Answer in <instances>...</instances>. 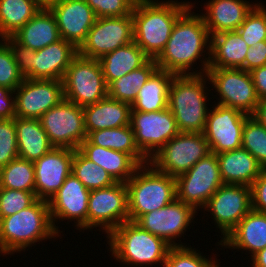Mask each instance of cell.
Wrapping results in <instances>:
<instances>
[{
  "mask_svg": "<svg viewBox=\"0 0 266 267\" xmlns=\"http://www.w3.org/2000/svg\"><path fill=\"white\" fill-rule=\"evenodd\" d=\"M266 65V40L257 42L248 48L244 61V70L250 72L252 69Z\"/></svg>",
  "mask_w": 266,
  "mask_h": 267,
  "instance_id": "cell-47",
  "label": "cell"
},
{
  "mask_svg": "<svg viewBox=\"0 0 266 267\" xmlns=\"http://www.w3.org/2000/svg\"><path fill=\"white\" fill-rule=\"evenodd\" d=\"M89 195L90 190L72 173L66 178L60 189L48 201L51 220L58 234L60 230L55 225L58 219L62 221L73 219L75 227L87 230Z\"/></svg>",
  "mask_w": 266,
  "mask_h": 267,
  "instance_id": "cell-19",
  "label": "cell"
},
{
  "mask_svg": "<svg viewBox=\"0 0 266 267\" xmlns=\"http://www.w3.org/2000/svg\"><path fill=\"white\" fill-rule=\"evenodd\" d=\"M39 120L54 147L76 150L87 138L83 107L66 99L49 109Z\"/></svg>",
  "mask_w": 266,
  "mask_h": 267,
  "instance_id": "cell-10",
  "label": "cell"
},
{
  "mask_svg": "<svg viewBox=\"0 0 266 267\" xmlns=\"http://www.w3.org/2000/svg\"><path fill=\"white\" fill-rule=\"evenodd\" d=\"M74 149L54 147L34 161L35 195L49 201L72 173Z\"/></svg>",
  "mask_w": 266,
  "mask_h": 267,
  "instance_id": "cell-20",
  "label": "cell"
},
{
  "mask_svg": "<svg viewBox=\"0 0 266 267\" xmlns=\"http://www.w3.org/2000/svg\"><path fill=\"white\" fill-rule=\"evenodd\" d=\"M158 69L155 59H149L140 68L111 81L108 84V96L122 102L132 103L136 100L137 91Z\"/></svg>",
  "mask_w": 266,
  "mask_h": 267,
  "instance_id": "cell-35",
  "label": "cell"
},
{
  "mask_svg": "<svg viewBox=\"0 0 266 267\" xmlns=\"http://www.w3.org/2000/svg\"><path fill=\"white\" fill-rule=\"evenodd\" d=\"M236 31L249 47L266 40L265 6L262 3L256 4Z\"/></svg>",
  "mask_w": 266,
  "mask_h": 267,
  "instance_id": "cell-39",
  "label": "cell"
},
{
  "mask_svg": "<svg viewBox=\"0 0 266 267\" xmlns=\"http://www.w3.org/2000/svg\"><path fill=\"white\" fill-rule=\"evenodd\" d=\"M195 213L197 211L192 206L176 198L165 207L138 217L134 223L163 239L171 247H182L184 245L176 243L175 240L186 232L189 224L195 219Z\"/></svg>",
  "mask_w": 266,
  "mask_h": 267,
  "instance_id": "cell-15",
  "label": "cell"
},
{
  "mask_svg": "<svg viewBox=\"0 0 266 267\" xmlns=\"http://www.w3.org/2000/svg\"><path fill=\"white\" fill-rule=\"evenodd\" d=\"M25 77L21 74L9 46L0 41V86L15 90Z\"/></svg>",
  "mask_w": 266,
  "mask_h": 267,
  "instance_id": "cell-42",
  "label": "cell"
},
{
  "mask_svg": "<svg viewBox=\"0 0 266 267\" xmlns=\"http://www.w3.org/2000/svg\"><path fill=\"white\" fill-rule=\"evenodd\" d=\"M77 54L78 49L62 38L42 49L34 50L32 73L26 79L62 81L67 67Z\"/></svg>",
  "mask_w": 266,
  "mask_h": 267,
  "instance_id": "cell-22",
  "label": "cell"
},
{
  "mask_svg": "<svg viewBox=\"0 0 266 267\" xmlns=\"http://www.w3.org/2000/svg\"><path fill=\"white\" fill-rule=\"evenodd\" d=\"M207 75H175L169 87L168 108L179 132L203 133L208 107L205 90Z\"/></svg>",
  "mask_w": 266,
  "mask_h": 267,
  "instance_id": "cell-4",
  "label": "cell"
},
{
  "mask_svg": "<svg viewBox=\"0 0 266 267\" xmlns=\"http://www.w3.org/2000/svg\"><path fill=\"white\" fill-rule=\"evenodd\" d=\"M192 7L193 4L177 19L164 50L155 59L158 69L175 75L206 74L210 63L211 36L202 15L191 12ZM205 48L207 58L203 55ZM201 56L205 57L200 60L203 70L189 72Z\"/></svg>",
  "mask_w": 266,
  "mask_h": 267,
  "instance_id": "cell-1",
  "label": "cell"
},
{
  "mask_svg": "<svg viewBox=\"0 0 266 267\" xmlns=\"http://www.w3.org/2000/svg\"><path fill=\"white\" fill-rule=\"evenodd\" d=\"M137 0L133 10V41L150 58L164 50L177 19L192 5L190 2Z\"/></svg>",
  "mask_w": 266,
  "mask_h": 267,
  "instance_id": "cell-2",
  "label": "cell"
},
{
  "mask_svg": "<svg viewBox=\"0 0 266 267\" xmlns=\"http://www.w3.org/2000/svg\"><path fill=\"white\" fill-rule=\"evenodd\" d=\"M194 249L191 245L171 247L163 267H219L217 260H209Z\"/></svg>",
  "mask_w": 266,
  "mask_h": 267,
  "instance_id": "cell-40",
  "label": "cell"
},
{
  "mask_svg": "<svg viewBox=\"0 0 266 267\" xmlns=\"http://www.w3.org/2000/svg\"><path fill=\"white\" fill-rule=\"evenodd\" d=\"M97 18L132 15L137 0H84Z\"/></svg>",
  "mask_w": 266,
  "mask_h": 267,
  "instance_id": "cell-44",
  "label": "cell"
},
{
  "mask_svg": "<svg viewBox=\"0 0 266 267\" xmlns=\"http://www.w3.org/2000/svg\"><path fill=\"white\" fill-rule=\"evenodd\" d=\"M2 40L9 46L21 74L27 78L32 73V56L34 50L21 45L13 37H6Z\"/></svg>",
  "mask_w": 266,
  "mask_h": 267,
  "instance_id": "cell-45",
  "label": "cell"
},
{
  "mask_svg": "<svg viewBox=\"0 0 266 267\" xmlns=\"http://www.w3.org/2000/svg\"><path fill=\"white\" fill-rule=\"evenodd\" d=\"M253 267H266V247L251 257Z\"/></svg>",
  "mask_w": 266,
  "mask_h": 267,
  "instance_id": "cell-51",
  "label": "cell"
},
{
  "mask_svg": "<svg viewBox=\"0 0 266 267\" xmlns=\"http://www.w3.org/2000/svg\"><path fill=\"white\" fill-rule=\"evenodd\" d=\"M13 94L14 90L0 86V119L15 118V95Z\"/></svg>",
  "mask_w": 266,
  "mask_h": 267,
  "instance_id": "cell-48",
  "label": "cell"
},
{
  "mask_svg": "<svg viewBox=\"0 0 266 267\" xmlns=\"http://www.w3.org/2000/svg\"><path fill=\"white\" fill-rule=\"evenodd\" d=\"M250 75L255 86L256 94L259 100L266 99V65L254 68Z\"/></svg>",
  "mask_w": 266,
  "mask_h": 267,
  "instance_id": "cell-49",
  "label": "cell"
},
{
  "mask_svg": "<svg viewBox=\"0 0 266 267\" xmlns=\"http://www.w3.org/2000/svg\"><path fill=\"white\" fill-rule=\"evenodd\" d=\"M206 75L219 93L218 103L251 115L259 103L250 72L241 68H208Z\"/></svg>",
  "mask_w": 266,
  "mask_h": 267,
  "instance_id": "cell-12",
  "label": "cell"
},
{
  "mask_svg": "<svg viewBox=\"0 0 266 267\" xmlns=\"http://www.w3.org/2000/svg\"><path fill=\"white\" fill-rule=\"evenodd\" d=\"M250 187L252 209L266 213V169L261 172Z\"/></svg>",
  "mask_w": 266,
  "mask_h": 267,
  "instance_id": "cell-46",
  "label": "cell"
},
{
  "mask_svg": "<svg viewBox=\"0 0 266 267\" xmlns=\"http://www.w3.org/2000/svg\"><path fill=\"white\" fill-rule=\"evenodd\" d=\"M15 117L39 119L64 99L59 80L24 79L14 90Z\"/></svg>",
  "mask_w": 266,
  "mask_h": 267,
  "instance_id": "cell-18",
  "label": "cell"
},
{
  "mask_svg": "<svg viewBox=\"0 0 266 267\" xmlns=\"http://www.w3.org/2000/svg\"><path fill=\"white\" fill-rule=\"evenodd\" d=\"M219 245L248 250L251 257L263 250L266 247V213L251 209Z\"/></svg>",
  "mask_w": 266,
  "mask_h": 267,
  "instance_id": "cell-24",
  "label": "cell"
},
{
  "mask_svg": "<svg viewBox=\"0 0 266 267\" xmlns=\"http://www.w3.org/2000/svg\"><path fill=\"white\" fill-rule=\"evenodd\" d=\"M62 83L64 99L80 107L108 96V85L98 59L77 54L67 67Z\"/></svg>",
  "mask_w": 266,
  "mask_h": 267,
  "instance_id": "cell-7",
  "label": "cell"
},
{
  "mask_svg": "<svg viewBox=\"0 0 266 267\" xmlns=\"http://www.w3.org/2000/svg\"><path fill=\"white\" fill-rule=\"evenodd\" d=\"M72 174L88 189L109 187L116 181L99 165L87 159L78 149L72 159Z\"/></svg>",
  "mask_w": 266,
  "mask_h": 267,
  "instance_id": "cell-37",
  "label": "cell"
},
{
  "mask_svg": "<svg viewBox=\"0 0 266 267\" xmlns=\"http://www.w3.org/2000/svg\"><path fill=\"white\" fill-rule=\"evenodd\" d=\"M242 148L254 156L263 169H266V127L251 115L244 123Z\"/></svg>",
  "mask_w": 266,
  "mask_h": 267,
  "instance_id": "cell-38",
  "label": "cell"
},
{
  "mask_svg": "<svg viewBox=\"0 0 266 267\" xmlns=\"http://www.w3.org/2000/svg\"><path fill=\"white\" fill-rule=\"evenodd\" d=\"M209 110L203 132L214 154L242 147L243 127L248 114L227 106L215 104Z\"/></svg>",
  "mask_w": 266,
  "mask_h": 267,
  "instance_id": "cell-17",
  "label": "cell"
},
{
  "mask_svg": "<svg viewBox=\"0 0 266 267\" xmlns=\"http://www.w3.org/2000/svg\"><path fill=\"white\" fill-rule=\"evenodd\" d=\"M56 236L59 234L54 229L48 201L37 199L28 208L0 219V254L19 253Z\"/></svg>",
  "mask_w": 266,
  "mask_h": 267,
  "instance_id": "cell-3",
  "label": "cell"
},
{
  "mask_svg": "<svg viewBox=\"0 0 266 267\" xmlns=\"http://www.w3.org/2000/svg\"><path fill=\"white\" fill-rule=\"evenodd\" d=\"M48 9L55 17L61 38L77 49L85 41L97 19L84 0H62Z\"/></svg>",
  "mask_w": 266,
  "mask_h": 267,
  "instance_id": "cell-21",
  "label": "cell"
},
{
  "mask_svg": "<svg viewBox=\"0 0 266 267\" xmlns=\"http://www.w3.org/2000/svg\"><path fill=\"white\" fill-rule=\"evenodd\" d=\"M127 221H129L128 191L124 182L90 190L87 229L101 227L108 236Z\"/></svg>",
  "mask_w": 266,
  "mask_h": 267,
  "instance_id": "cell-11",
  "label": "cell"
},
{
  "mask_svg": "<svg viewBox=\"0 0 266 267\" xmlns=\"http://www.w3.org/2000/svg\"><path fill=\"white\" fill-rule=\"evenodd\" d=\"M149 59L143 50L132 41L125 46L104 54L98 60L108 85L111 81L140 68Z\"/></svg>",
  "mask_w": 266,
  "mask_h": 267,
  "instance_id": "cell-31",
  "label": "cell"
},
{
  "mask_svg": "<svg viewBox=\"0 0 266 267\" xmlns=\"http://www.w3.org/2000/svg\"><path fill=\"white\" fill-rule=\"evenodd\" d=\"M131 105L109 96L83 107L86 134L130 125Z\"/></svg>",
  "mask_w": 266,
  "mask_h": 267,
  "instance_id": "cell-25",
  "label": "cell"
},
{
  "mask_svg": "<svg viewBox=\"0 0 266 267\" xmlns=\"http://www.w3.org/2000/svg\"><path fill=\"white\" fill-rule=\"evenodd\" d=\"M21 45L39 50L61 39L54 15L42 8L12 36Z\"/></svg>",
  "mask_w": 266,
  "mask_h": 267,
  "instance_id": "cell-29",
  "label": "cell"
},
{
  "mask_svg": "<svg viewBox=\"0 0 266 267\" xmlns=\"http://www.w3.org/2000/svg\"><path fill=\"white\" fill-rule=\"evenodd\" d=\"M0 188L35 192L34 163L17 157L0 169Z\"/></svg>",
  "mask_w": 266,
  "mask_h": 267,
  "instance_id": "cell-36",
  "label": "cell"
},
{
  "mask_svg": "<svg viewBox=\"0 0 266 267\" xmlns=\"http://www.w3.org/2000/svg\"><path fill=\"white\" fill-rule=\"evenodd\" d=\"M256 3L246 0H211L206 3V13L201 14L210 36L226 31H236Z\"/></svg>",
  "mask_w": 266,
  "mask_h": 267,
  "instance_id": "cell-23",
  "label": "cell"
},
{
  "mask_svg": "<svg viewBox=\"0 0 266 267\" xmlns=\"http://www.w3.org/2000/svg\"><path fill=\"white\" fill-rule=\"evenodd\" d=\"M36 200L35 192L0 188V219L28 208Z\"/></svg>",
  "mask_w": 266,
  "mask_h": 267,
  "instance_id": "cell-41",
  "label": "cell"
},
{
  "mask_svg": "<svg viewBox=\"0 0 266 267\" xmlns=\"http://www.w3.org/2000/svg\"><path fill=\"white\" fill-rule=\"evenodd\" d=\"M224 184L251 186L264 170L246 149L239 148L217 154Z\"/></svg>",
  "mask_w": 266,
  "mask_h": 267,
  "instance_id": "cell-26",
  "label": "cell"
},
{
  "mask_svg": "<svg viewBox=\"0 0 266 267\" xmlns=\"http://www.w3.org/2000/svg\"><path fill=\"white\" fill-rule=\"evenodd\" d=\"M175 74L157 69L137 91L131 111L151 112L168 107L169 87Z\"/></svg>",
  "mask_w": 266,
  "mask_h": 267,
  "instance_id": "cell-32",
  "label": "cell"
},
{
  "mask_svg": "<svg viewBox=\"0 0 266 267\" xmlns=\"http://www.w3.org/2000/svg\"><path fill=\"white\" fill-rule=\"evenodd\" d=\"M18 157L14 119H0V169Z\"/></svg>",
  "mask_w": 266,
  "mask_h": 267,
  "instance_id": "cell-43",
  "label": "cell"
},
{
  "mask_svg": "<svg viewBox=\"0 0 266 267\" xmlns=\"http://www.w3.org/2000/svg\"><path fill=\"white\" fill-rule=\"evenodd\" d=\"M175 179L176 198L195 210L204 208L211 196L224 184L217 155L212 152Z\"/></svg>",
  "mask_w": 266,
  "mask_h": 267,
  "instance_id": "cell-9",
  "label": "cell"
},
{
  "mask_svg": "<svg viewBox=\"0 0 266 267\" xmlns=\"http://www.w3.org/2000/svg\"><path fill=\"white\" fill-rule=\"evenodd\" d=\"M211 153L203 133L180 132L149 159L157 171L177 177Z\"/></svg>",
  "mask_w": 266,
  "mask_h": 267,
  "instance_id": "cell-8",
  "label": "cell"
},
{
  "mask_svg": "<svg viewBox=\"0 0 266 267\" xmlns=\"http://www.w3.org/2000/svg\"><path fill=\"white\" fill-rule=\"evenodd\" d=\"M249 46L237 31L211 36L209 68H241Z\"/></svg>",
  "mask_w": 266,
  "mask_h": 267,
  "instance_id": "cell-28",
  "label": "cell"
},
{
  "mask_svg": "<svg viewBox=\"0 0 266 267\" xmlns=\"http://www.w3.org/2000/svg\"><path fill=\"white\" fill-rule=\"evenodd\" d=\"M110 252L117 261L132 266L158 264L164 266L171 246L163 239L141 229L136 223L127 221L108 236Z\"/></svg>",
  "mask_w": 266,
  "mask_h": 267,
  "instance_id": "cell-5",
  "label": "cell"
},
{
  "mask_svg": "<svg viewBox=\"0 0 266 267\" xmlns=\"http://www.w3.org/2000/svg\"><path fill=\"white\" fill-rule=\"evenodd\" d=\"M78 150L103 168L116 182L126 183L140 166L129 154L91 144L87 139Z\"/></svg>",
  "mask_w": 266,
  "mask_h": 267,
  "instance_id": "cell-27",
  "label": "cell"
},
{
  "mask_svg": "<svg viewBox=\"0 0 266 267\" xmlns=\"http://www.w3.org/2000/svg\"><path fill=\"white\" fill-rule=\"evenodd\" d=\"M41 9L36 0H0V38L12 37Z\"/></svg>",
  "mask_w": 266,
  "mask_h": 267,
  "instance_id": "cell-34",
  "label": "cell"
},
{
  "mask_svg": "<svg viewBox=\"0 0 266 267\" xmlns=\"http://www.w3.org/2000/svg\"><path fill=\"white\" fill-rule=\"evenodd\" d=\"M209 211L220 229L222 240L238 225L252 209L251 187L223 184L203 208Z\"/></svg>",
  "mask_w": 266,
  "mask_h": 267,
  "instance_id": "cell-16",
  "label": "cell"
},
{
  "mask_svg": "<svg viewBox=\"0 0 266 267\" xmlns=\"http://www.w3.org/2000/svg\"><path fill=\"white\" fill-rule=\"evenodd\" d=\"M62 0H36V2L38 3V5L41 7V8H49L50 6H52L53 4L55 3H58Z\"/></svg>",
  "mask_w": 266,
  "mask_h": 267,
  "instance_id": "cell-52",
  "label": "cell"
},
{
  "mask_svg": "<svg viewBox=\"0 0 266 267\" xmlns=\"http://www.w3.org/2000/svg\"><path fill=\"white\" fill-rule=\"evenodd\" d=\"M91 144L129 154L139 165L149 160L139 150L131 125L89 132L86 138Z\"/></svg>",
  "mask_w": 266,
  "mask_h": 267,
  "instance_id": "cell-33",
  "label": "cell"
},
{
  "mask_svg": "<svg viewBox=\"0 0 266 267\" xmlns=\"http://www.w3.org/2000/svg\"><path fill=\"white\" fill-rule=\"evenodd\" d=\"M125 184L131 222L148 212L165 207L176 199L175 177L157 171L149 163L140 165Z\"/></svg>",
  "mask_w": 266,
  "mask_h": 267,
  "instance_id": "cell-6",
  "label": "cell"
},
{
  "mask_svg": "<svg viewBox=\"0 0 266 267\" xmlns=\"http://www.w3.org/2000/svg\"><path fill=\"white\" fill-rule=\"evenodd\" d=\"M251 116L266 127V99L259 101Z\"/></svg>",
  "mask_w": 266,
  "mask_h": 267,
  "instance_id": "cell-50",
  "label": "cell"
},
{
  "mask_svg": "<svg viewBox=\"0 0 266 267\" xmlns=\"http://www.w3.org/2000/svg\"><path fill=\"white\" fill-rule=\"evenodd\" d=\"M130 125L137 147L148 160L180 133L168 107L151 112L131 111Z\"/></svg>",
  "mask_w": 266,
  "mask_h": 267,
  "instance_id": "cell-13",
  "label": "cell"
},
{
  "mask_svg": "<svg viewBox=\"0 0 266 267\" xmlns=\"http://www.w3.org/2000/svg\"><path fill=\"white\" fill-rule=\"evenodd\" d=\"M133 41L132 15L97 18L85 41L78 48V54L99 59L104 54Z\"/></svg>",
  "mask_w": 266,
  "mask_h": 267,
  "instance_id": "cell-14",
  "label": "cell"
},
{
  "mask_svg": "<svg viewBox=\"0 0 266 267\" xmlns=\"http://www.w3.org/2000/svg\"><path fill=\"white\" fill-rule=\"evenodd\" d=\"M15 128L18 157L34 162L54 148L39 119L15 117Z\"/></svg>",
  "mask_w": 266,
  "mask_h": 267,
  "instance_id": "cell-30",
  "label": "cell"
}]
</instances>
